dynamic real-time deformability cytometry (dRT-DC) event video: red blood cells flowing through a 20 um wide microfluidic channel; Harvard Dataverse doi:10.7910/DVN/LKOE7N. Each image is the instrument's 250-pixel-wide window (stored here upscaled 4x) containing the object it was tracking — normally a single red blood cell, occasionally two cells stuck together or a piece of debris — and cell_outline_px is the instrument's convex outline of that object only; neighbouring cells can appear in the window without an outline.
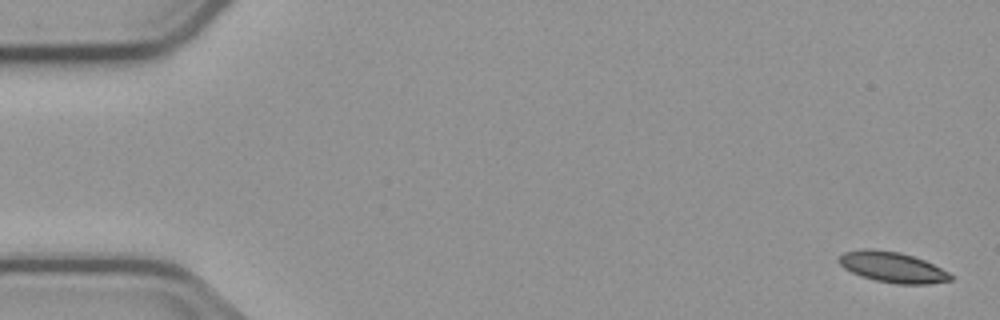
{"species": "common noctule bat (a hibernating species)", "species_latin": "Nyctalus noctula", "temperature_condition": "cold", "stored_images_in_passage": 5, "camera_frame_rate_fps": 3000, "um_per_image_px": 0.085, "animal": {"sex": "male", "body_mass_g": 23.1, "forearm_length_mm": 52.7}, "frame": {"image": 1, "passage_image": 1, "time_ms": 0.0, "image_size_px": [1000, 320], "cell_outline_px": [[952, 280], [928, 284], [896, 284], [876, 280], [860, 276], [844, 268], [836, 260], [844, 252], [860, 248], [872, 248], [900, 252], [924, 260], [948, 272], [952, 276]], "centroid_in_image_um": [75.81, 22.7], "position_along_channel_um": 9.2, "area_um2": 19.94}}
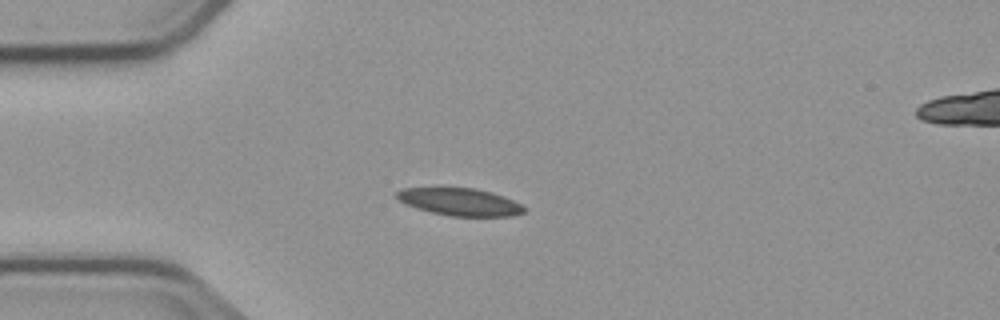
{"frame": {"image": 2, "passage_image": 4, "time_ms": 4.333, "image_size_px": [1000, 320], "cell_outline_px": [[524, 212], [512, 216], [452, 216], [432, 212], [416, 208], [400, 200], [396, 196], [396, 192], [404, 188], [440, 184], [476, 188], [492, 192], [504, 196], [520, 204], [524, 208]], "centroid_in_image_um": [39.02, 17.09], "position_along_channel_um": 46.0, "area_um2": 21.1}}